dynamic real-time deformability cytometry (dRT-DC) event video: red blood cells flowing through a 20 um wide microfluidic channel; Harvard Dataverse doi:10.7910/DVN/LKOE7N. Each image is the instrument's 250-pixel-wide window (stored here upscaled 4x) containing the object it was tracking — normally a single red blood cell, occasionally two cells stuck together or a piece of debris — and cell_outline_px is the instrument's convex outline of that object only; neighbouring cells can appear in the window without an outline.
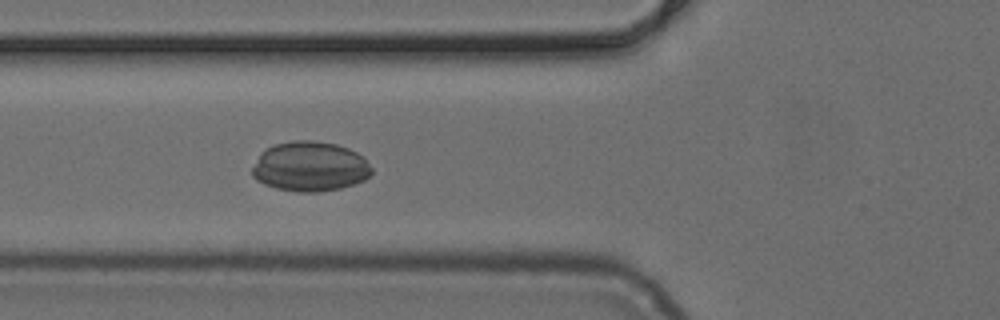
{"species": "common noctule bat (a hibernating species)", "species_latin": "Nyctalus noctula", "temperature_condition": "cold", "stored_images_in_passage": 45, "camera_frame_rate_fps": 3000, "um_per_image_px": 0.085, "animal": {"sex": "female", "body_mass_g": 24.6, "forearm_length_mm": 56.2}, "frame": {"image": 1, "passage_image": 13, "time_ms": 4.0, "image_size_px": [1000, 320], "cell_outline_px": [[372, 172], [364, 180], [340, 188], [320, 192], [296, 192], [276, 188], [264, 184], [256, 180], [252, 176], [252, 168], [260, 152], [272, 144], [292, 140], [312, 140], [336, 144], [348, 148], [364, 156], [372, 168]], "centroid_in_image_um": [26.33, 14.14], "position_along_channel_um": 99.5, "area_um2": 35.03}}
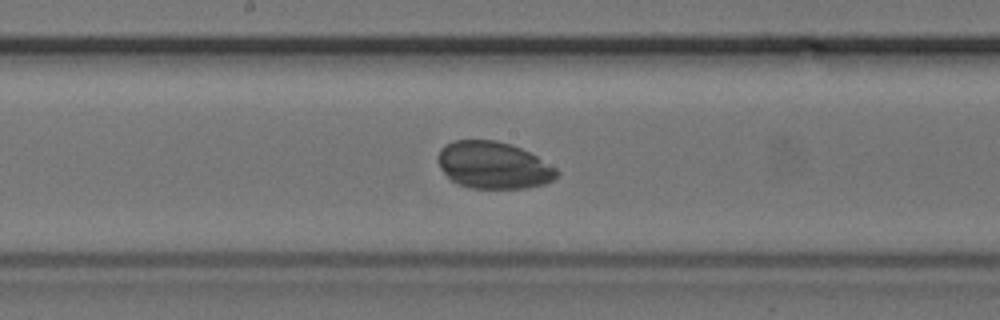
{"frame": {"image": 2, "passage_image": 21, "time_ms": 6.667, "image_size_px": [1000, 320], "cell_outline_px": [[560, 172], [552, 180], [544, 184], [524, 188], [472, 188], [456, 184], [440, 168], [436, 160], [436, 156], [440, 148], [444, 144], [456, 140], [496, 140], [512, 144], [536, 156], [556, 168]], "centroid_in_image_um": [41.9, 14.03], "position_along_channel_um": 206.3, "area_um2": 32.66}}
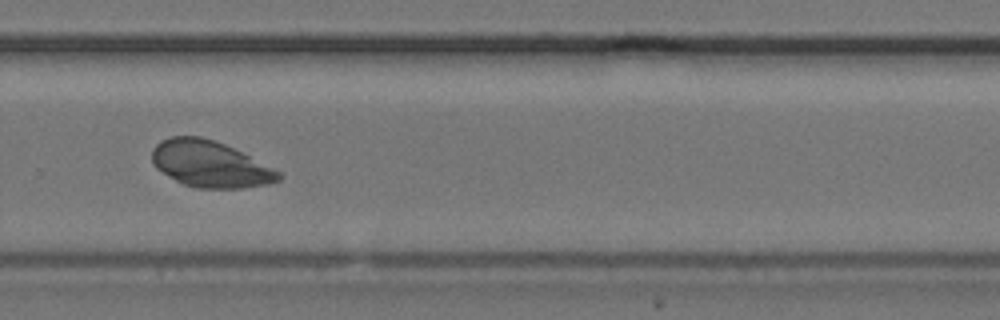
{"frame": {"image": 3, "passage_image": 29, "time_ms": 9.333, "image_size_px": [1000, 320], "cell_outline_px": [[284, 176], [280, 180], [268, 184], [244, 188], [196, 188], [184, 184], [168, 176], [156, 168], [152, 164], [152, 148], [160, 140], [172, 136], [200, 136], [224, 144], [280, 172]], "centroid_in_image_um": [17.82, 13.95], "position_along_channel_um": 312.0, "area_um2": 33.99}}